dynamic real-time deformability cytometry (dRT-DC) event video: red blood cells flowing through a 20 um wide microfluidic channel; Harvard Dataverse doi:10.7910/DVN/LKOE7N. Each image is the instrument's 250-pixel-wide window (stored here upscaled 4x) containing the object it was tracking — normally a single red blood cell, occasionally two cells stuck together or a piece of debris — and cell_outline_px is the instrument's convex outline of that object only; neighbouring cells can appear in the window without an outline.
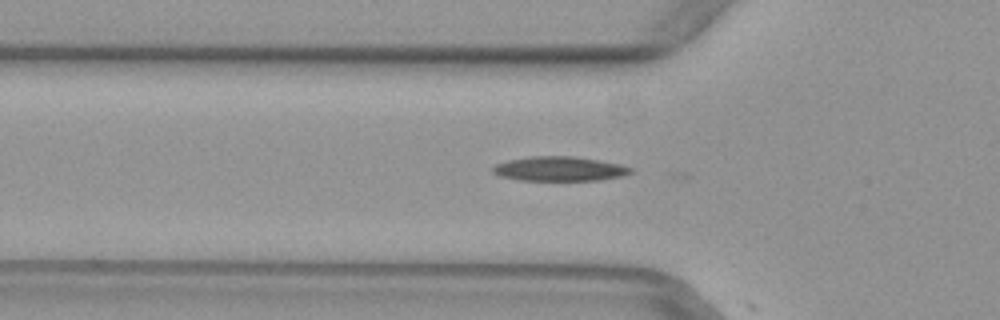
{"species": "common noctule bat (a hibernating species)", "species_latin": "Nyctalus noctula", "temperature_condition": "warm", "stored_images_in_passage": 18, "camera_frame_rate_fps": 3000, "um_per_image_px": 0.085, "animal": {"sex": "female", "body_mass_g": 29.2, "forearm_length_mm": 56.3}, "frame": {"image": 1, "passage_image": 17, "time_ms": 5.333, "image_size_px": [1000, 320], "cell_outline_px": [[632, 172], [624, 176], [600, 180], [516, 180], [500, 176], [492, 172], [492, 168], [496, 164], [508, 160], [532, 156], [572, 156], [620, 164], [632, 168]], "centroid_in_image_um": [47.54, 14.35], "position_along_channel_um": 78.3, "area_um2": 19.59}}